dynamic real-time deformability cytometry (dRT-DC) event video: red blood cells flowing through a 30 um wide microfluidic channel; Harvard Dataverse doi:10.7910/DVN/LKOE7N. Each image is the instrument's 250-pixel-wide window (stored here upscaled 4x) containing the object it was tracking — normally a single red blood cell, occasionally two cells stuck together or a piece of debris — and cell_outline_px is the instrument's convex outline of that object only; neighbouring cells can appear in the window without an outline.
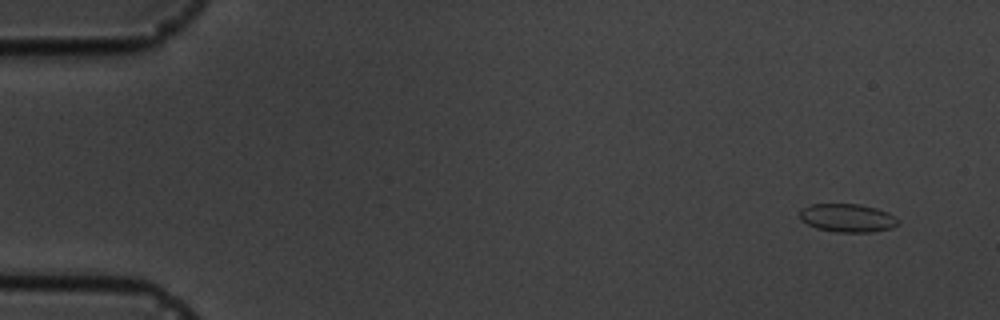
{"species": "common noctule bat (a hibernating species)", "species_latin": "Nyctalus noctula", "temperature_condition": "cold", "stored_images_in_passage": 16, "camera_frame_rate_fps": 3000, "um_per_image_px": 0.085, "animal": {"sex": "male", "body_mass_g": 19.5, "forearm_length_mm": 54.6}, "frame": {"image": 1, "passage_image": 1, "time_ms": 0.0, "image_size_px": [1000, 320], "cell_outline_px": [[900, 224], [892, 228], [872, 232], [836, 232], [816, 228], [800, 220], [800, 208], [812, 204], [860, 204], [876, 208], [888, 212], [900, 220]], "centroid_in_image_um": [72.05, 18.52], "position_along_channel_um": 12.9, "area_um2": 16.42}}
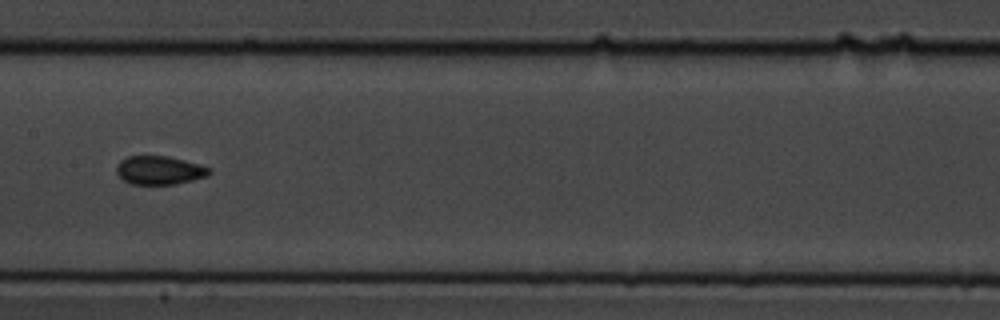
{"frame": {"image": 2, "passage_image": 8, "time_ms": 8.333, "image_size_px": [1000, 320], "cell_outline_px": [[212, 172], [208, 176], [176, 184], [132, 184], [124, 180], [116, 172], [116, 168], [120, 160], [128, 156], [168, 156], [184, 160], [208, 168]], "centroid_in_image_um": [13.53, 14.47], "position_along_channel_um": 193.9, "area_um2": 15.26}}
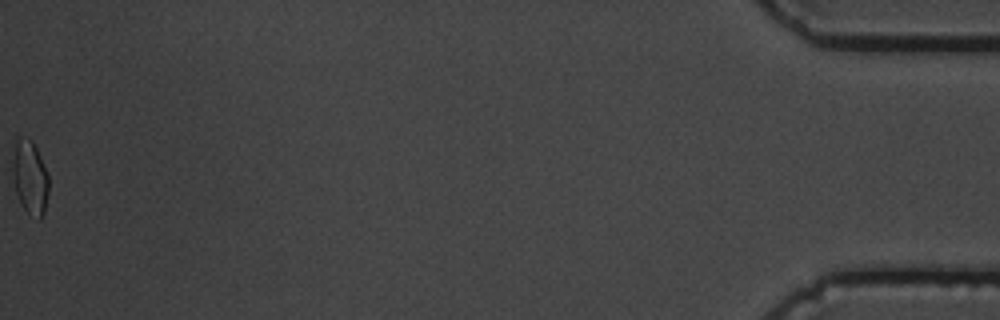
{"frame": {"image": 3, "passage_image": 16, "time_ms": 17.667, "image_size_px": [1000, 320], "cell_outline_px": [[48, 192], [44, 212], [40, 220], [28, 212], [20, 204], [16, 192], [12, 176], [12, 160], [16, 140], [20, 136], [32, 140], [40, 156], [48, 176]], "centroid_in_image_um": [2.53, 15.07], "position_along_channel_um": 432.7, "area_um2": 15.43}, "authors_computed_cell_mechanics": {"area_um2": 15.4037, "velocity_mm_per_s": 3.5964, "shape_relaxation_time_tau1_ms": 4.697, "shape_relaxation_time_tau2_ms": 3.8049, "deformation_change_tau1": 0.0971, "deformation_change_tau2": 0.0466}}